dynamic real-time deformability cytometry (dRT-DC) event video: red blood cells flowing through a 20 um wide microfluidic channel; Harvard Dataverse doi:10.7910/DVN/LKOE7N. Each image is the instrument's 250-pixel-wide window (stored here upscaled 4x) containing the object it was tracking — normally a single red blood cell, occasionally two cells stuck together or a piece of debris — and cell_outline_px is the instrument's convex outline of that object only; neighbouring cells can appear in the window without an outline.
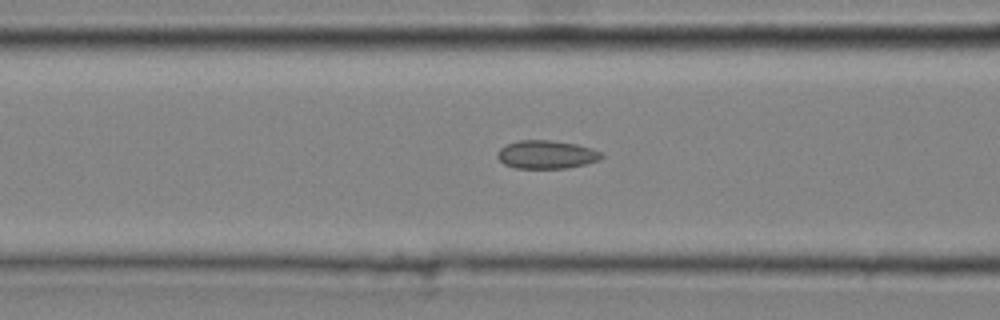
{"species": "common noctule bat (a hibernating species)", "species_latin": "Nyctalus noctula", "temperature_condition": "cold", "stored_images_in_passage": 31, "camera_frame_rate_fps": 3000, "um_per_image_px": 0.085, "animal": {"sex": "male", "body_mass_g": 20.4}, "frame": {"image": 1, "passage_image": 12, "time_ms": 3.667, "image_size_px": [1000, 320], "cell_outline_px": [[604, 156], [600, 160], [568, 168], [516, 168], [504, 164], [496, 156], [496, 152], [500, 148], [508, 144], [520, 140], [548, 140], [576, 144], [592, 148], [604, 152]], "centroid_in_image_um": [46.47, 13.14], "position_along_channel_um": 120.1, "area_um2": 17.22}}
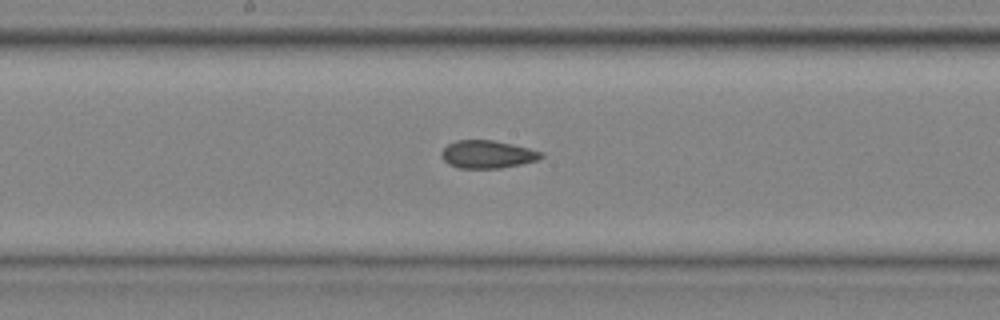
{"frame": {"image": 2, "passage_image": 18, "time_ms": 5.667, "image_size_px": [1000, 320], "cell_outline_px": [[544, 156], [536, 160], [520, 164], [500, 168], [460, 168], [448, 164], [440, 156], [440, 152], [448, 144], [456, 140], [492, 140], [512, 144], [544, 152]], "centroid_in_image_um": [41.41, 13.11], "position_along_channel_um": 206.8, "area_um2": 16.13}}
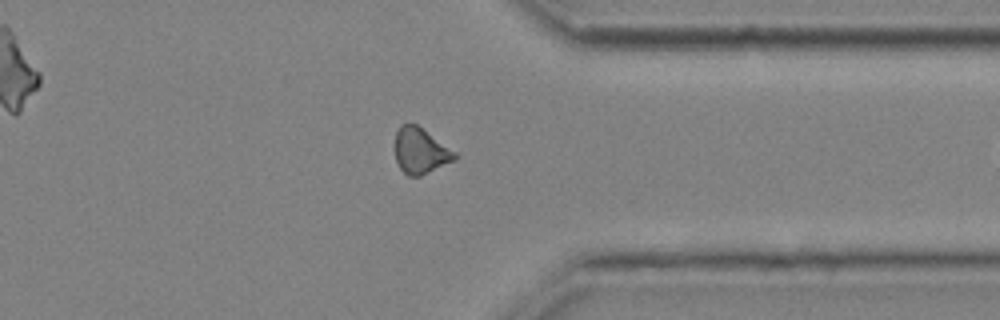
{"frame": {"image": 3, "passage_image": 30, "time_ms": 9.667, "image_size_px": [1000, 320], "cell_outline_px": [[456, 160], [420, 176], [408, 176], [400, 168], [396, 160], [396, 132], [400, 124], [416, 124], [456, 152]], "centroid_in_image_um": [35.74, 12.83], "position_along_channel_um": 375.7, "area_um2": 15.72}}